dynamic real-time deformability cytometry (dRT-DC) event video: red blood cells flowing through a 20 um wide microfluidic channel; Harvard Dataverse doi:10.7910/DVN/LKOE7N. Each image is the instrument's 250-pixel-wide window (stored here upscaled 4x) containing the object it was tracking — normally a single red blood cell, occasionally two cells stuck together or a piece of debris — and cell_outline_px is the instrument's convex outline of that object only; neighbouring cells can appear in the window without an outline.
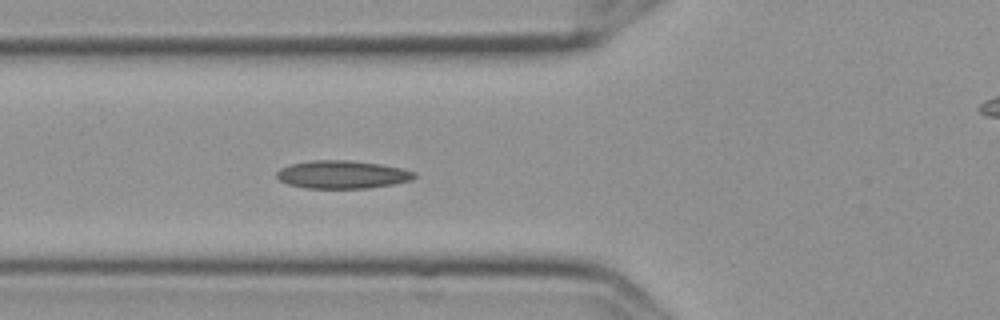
{"species": "Egyptian fruit bat (a non-hibernating species)", "species_latin": "Rousettus aegyptiacus", "temperature_condition": "cold", "stored_images_in_passage": 7, "segment_of_instrument_passage": [1, 2], "camera_frame_rate_fps": 3000, "um_per_image_px": 0.085, "frame": {"image": 1, "passage_image": 6, "time_ms": 1.667, "image_size_px": [1000, 320], "cell_outline_px": [[416, 176], [412, 180], [392, 184], [368, 188], [304, 188], [288, 184], [280, 180], [276, 176], [276, 172], [280, 168], [292, 164], [312, 160], [348, 160], [380, 164], [400, 168], [416, 172]], "centroid_in_image_um": [29.08, 14.83], "position_along_channel_um": 96.7, "area_um2": 22.37}}